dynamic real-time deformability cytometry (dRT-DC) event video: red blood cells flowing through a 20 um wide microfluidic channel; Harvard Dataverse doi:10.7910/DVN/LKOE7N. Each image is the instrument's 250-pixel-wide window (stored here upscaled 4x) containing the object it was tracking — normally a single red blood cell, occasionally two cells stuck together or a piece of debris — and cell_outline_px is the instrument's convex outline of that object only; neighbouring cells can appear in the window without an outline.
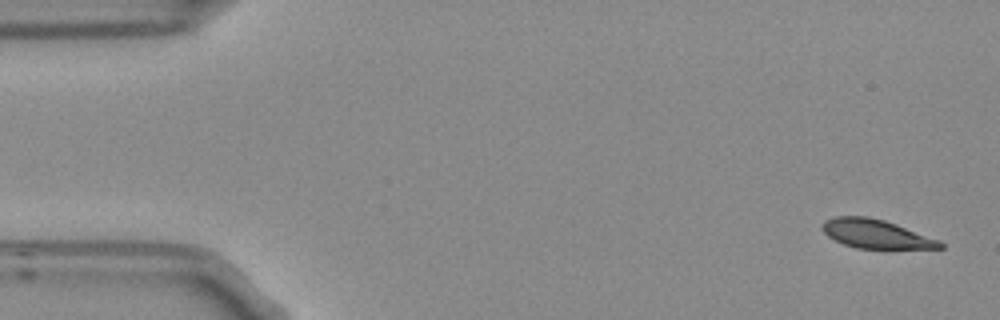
{"species": "Egyptian fruit bat (a non-hibernating species)", "species_latin": "Rousettus aegyptiacus", "temperature_condition": "room temperature", "stored_images_in_passage": 5, "camera_frame_rate_fps": 3000, "um_per_image_px": 0.085, "frame": {"image": 1, "passage_image": 1, "time_ms": 0.0, "image_size_px": [1000, 320], "cell_outline_px": [[944, 248], [856, 248], [844, 244], [828, 236], [820, 228], [824, 220], [836, 216], [868, 216], [884, 220], [896, 224], [940, 240], [944, 244]], "centroid_in_image_um": [74.43, 19.87], "position_along_channel_um": 10.6, "area_um2": 19.65}}
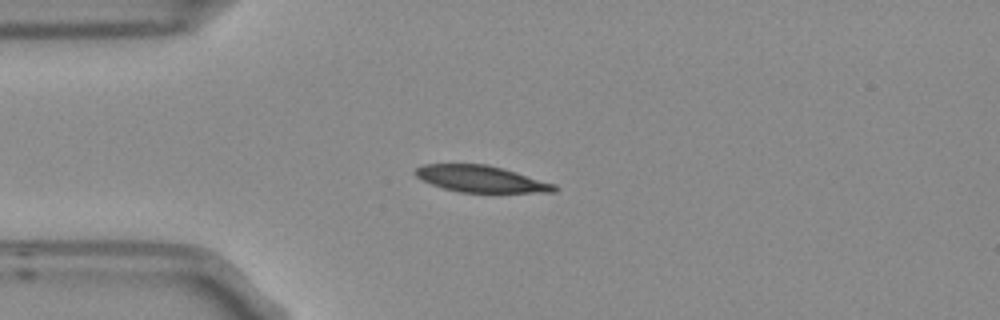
{"frame": {"image": 2, "passage_image": 4, "time_ms": 1.0, "image_size_px": [1000, 320], "cell_outline_px": [[560, 188], [556, 192], [460, 192], [444, 188], [432, 184], [416, 176], [412, 172], [416, 168], [424, 164], [488, 164], [504, 168], [556, 184]], "centroid_in_image_um": [40.92, 15.2], "position_along_channel_um": 44.1, "area_um2": 21.56}}